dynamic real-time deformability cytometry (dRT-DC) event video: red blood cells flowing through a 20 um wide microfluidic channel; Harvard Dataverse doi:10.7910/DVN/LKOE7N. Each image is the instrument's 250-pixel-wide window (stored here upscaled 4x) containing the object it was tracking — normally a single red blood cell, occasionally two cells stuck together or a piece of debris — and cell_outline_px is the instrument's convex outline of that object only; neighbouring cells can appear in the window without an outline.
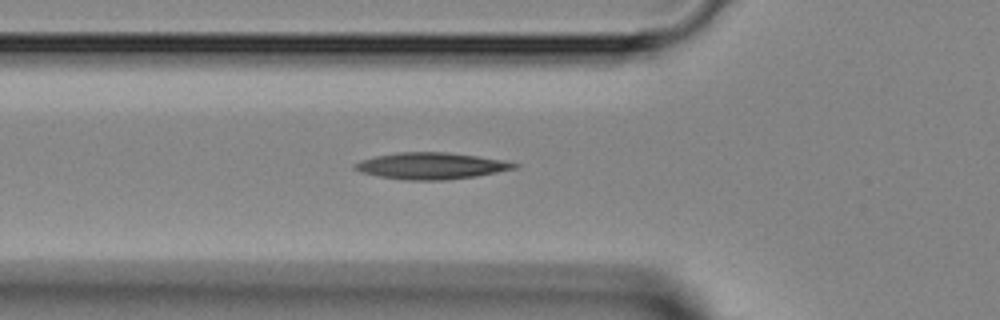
{"species": "Egyptian fruit bat (a non-hibernating species)", "species_latin": "Rousettus aegyptiacus", "temperature_condition": "room temperature", "stored_images_in_passage": 29, "camera_frame_rate_fps": 3000, "um_per_image_px": 0.085, "animal": {"sex": "female"}, "frame": {"image": 1, "passage_image": 2, "time_ms": 0.333, "image_size_px": [1000, 320], "cell_outline_px": [[520, 164], [516, 168], [476, 176], [448, 180], [408, 180], [380, 176], [360, 172], [352, 168], [352, 164], [360, 160], [376, 156], [400, 152], [444, 152], [476, 156], [504, 160]], "centroid_in_image_um": [36.62, 14.1], "position_along_channel_um": 89.2, "area_um2": 24.57}}
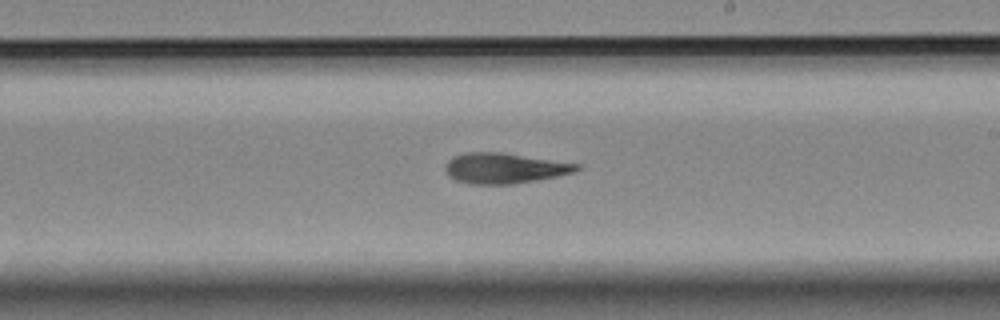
{"frame": {"image": 2, "passage_image": 13, "time_ms": 4.0, "image_size_px": [1000, 320], "cell_outline_px": [[584, 164], [580, 168], [572, 172], [556, 176], [536, 180], [512, 184], [468, 184], [456, 180], [448, 176], [444, 168], [448, 160], [452, 156], [468, 152], [500, 152]], "centroid_in_image_um": [42.86, 14.29], "position_along_channel_um": 246.1, "area_um2": 23.41}}
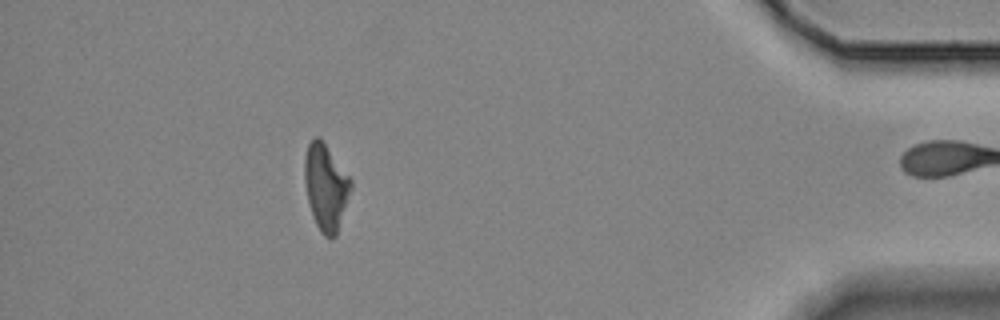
{"frame": {"image": 3, "passage_image": 28, "time_ms": 9.0, "image_size_px": [1000, 320], "cell_outline_px": [[352, 188], [336, 236], [324, 236], [320, 232], [316, 224], [308, 200], [304, 180], [304, 156], [308, 144], [316, 136], [320, 136], [352, 180]], "centroid_in_image_um": [27.69, 15.86], "position_along_channel_um": 407.5, "area_um2": 23.18}}